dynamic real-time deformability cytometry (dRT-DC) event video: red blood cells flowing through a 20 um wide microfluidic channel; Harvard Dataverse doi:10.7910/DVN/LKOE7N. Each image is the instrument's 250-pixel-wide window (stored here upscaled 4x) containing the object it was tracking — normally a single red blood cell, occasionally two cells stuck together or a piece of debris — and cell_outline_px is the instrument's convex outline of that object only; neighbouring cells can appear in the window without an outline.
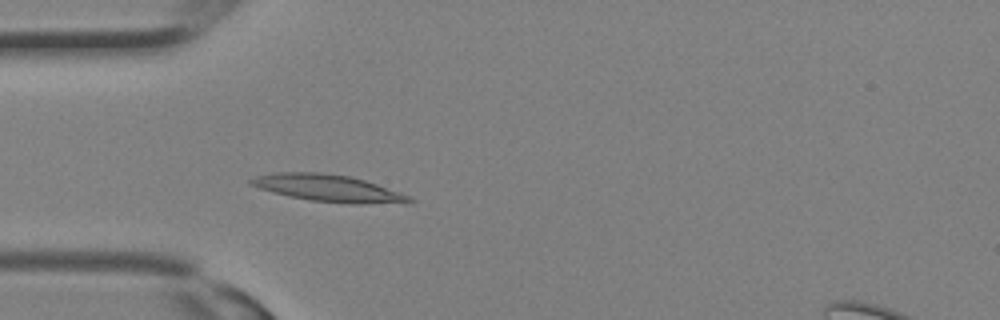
{"species": "Egyptian fruit bat (a non-hibernating species)", "species_latin": "Rousettus aegyptiacus", "temperature_condition": "room temperature", "stored_images_in_passage": 7, "camera_frame_rate_fps": 3000, "um_per_image_px": 0.085, "animal": {"sex": "female"}, "frame": {"image": 1, "passage_image": 3, "time_ms": 0.667, "image_size_px": [1000, 320], "cell_outline_px": [[416, 200], [412, 204], [352, 204], [308, 200], [288, 196], [272, 192], [248, 184], [248, 180], [256, 176], [276, 172], [320, 172], [348, 176], [364, 180], [400, 192]], "centroid_in_image_um": [27.95, 16.01], "position_along_channel_um": 57.1, "area_um2": 25.2}}
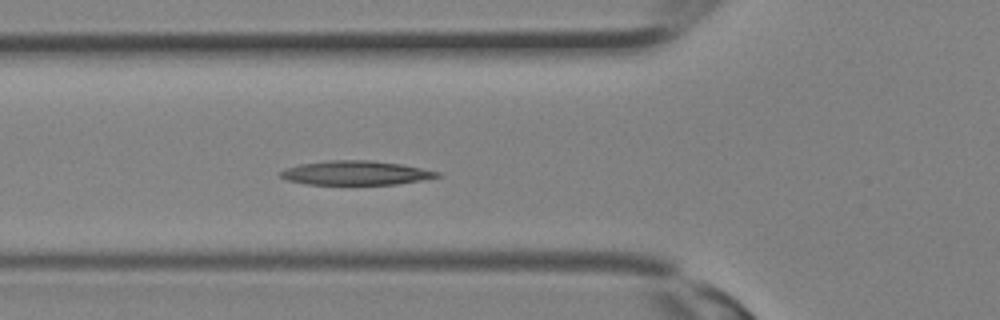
{"frame": {"image": 2, "passage_image": 5, "time_ms": 1.333, "image_size_px": [1000, 320], "cell_outline_px": [[440, 176], [420, 180], [396, 184], [308, 184], [288, 180], [280, 176], [280, 172], [288, 168], [300, 164], [328, 160], [372, 160], [400, 164], [440, 172]], "centroid_in_image_um": [30.23, 14.69], "position_along_channel_um": 95.6, "area_um2": 21.68}}
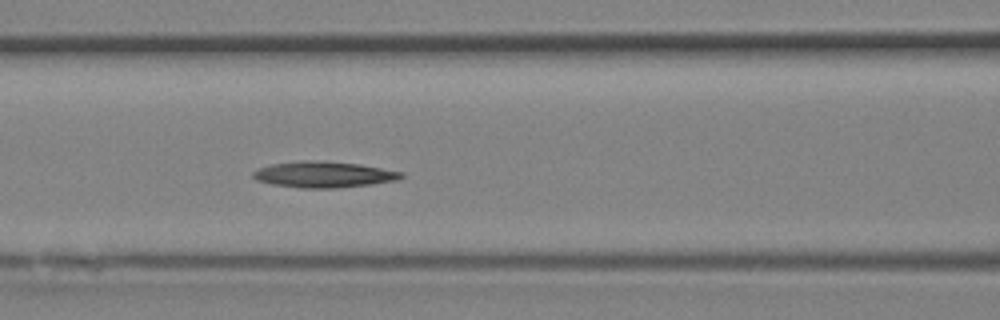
{"frame": {"image": 3, "passage_image": 7, "time_ms": 2.0, "image_size_px": [1000, 320], "cell_outline_px": [[404, 176], [400, 180], [372, 184], [340, 188], [300, 188], [272, 184], [256, 180], [252, 176], [252, 172], [260, 168], [272, 164], [304, 160], [360, 164], [404, 172]], "centroid_in_image_um": [27.56, 14.85], "position_along_channel_um": 139.0, "area_um2": 22.48}}